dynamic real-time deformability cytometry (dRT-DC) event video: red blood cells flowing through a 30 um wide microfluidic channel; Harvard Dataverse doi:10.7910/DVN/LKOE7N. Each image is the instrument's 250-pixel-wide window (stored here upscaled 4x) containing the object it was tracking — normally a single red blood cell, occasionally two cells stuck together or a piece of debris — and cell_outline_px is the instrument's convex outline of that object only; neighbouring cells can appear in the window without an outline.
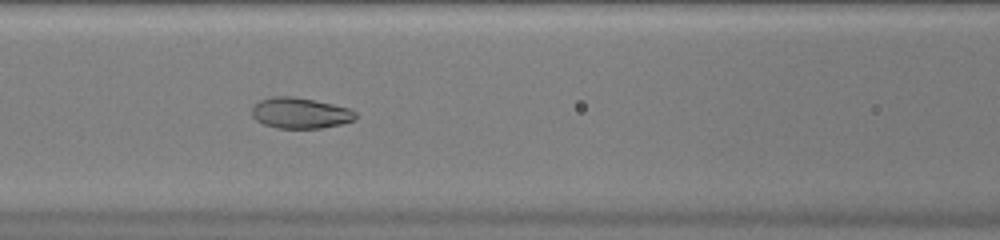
{"species": "common noctule bat (a hibernating species)", "species_latin": "Nyctalus noctula", "temperature_condition": "warm", "stored_images_in_passage": 34, "camera_frame_rate_fps": 3000, "um_per_image_px": 0.085, "animal": {"sex": "female", "body_mass_g": 20.0, "forearm_length_mm": 54.0}, "frame": {"image": 1, "passage_image": 6, "time_ms": 1.667, "image_size_px": [1000, 240], "cell_outline_px": [[356, 120], [340, 124], [320, 128], [276, 128], [264, 124], [256, 120], [252, 116], [252, 108], [260, 100], [272, 96], [292, 96], [332, 104], [348, 108], [356, 112]], "centroid_in_image_um": [25.51, 9.61], "position_along_channel_um": 141.1, "area_um2": 18.5}}
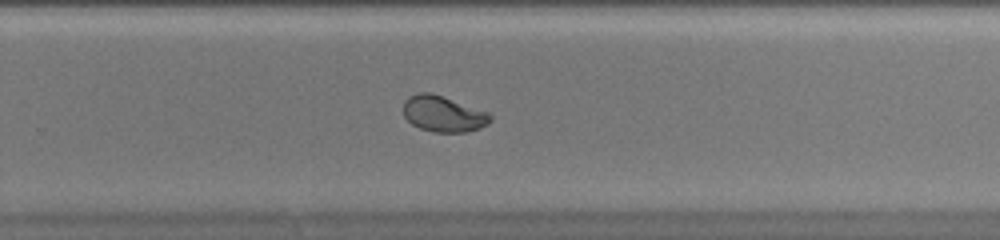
{"frame": {"image": 2, "passage_image": 17, "time_ms": 5.333, "image_size_px": [1000, 240], "cell_outline_px": [[492, 120], [488, 124], [480, 128], [464, 132], [432, 132], [420, 128], [412, 124], [404, 116], [404, 100], [408, 96], [416, 92], [428, 92], [488, 112], [492, 116]], "centroid_in_image_um": [37.66, 9.69], "position_along_channel_um": 292.1, "area_um2": 18.09}}
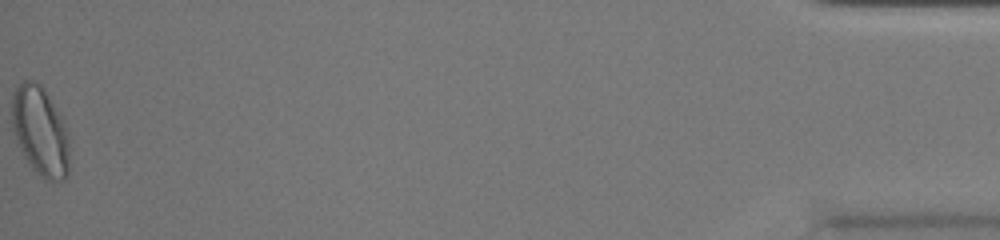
{"frame": {"image": 3, "passage_image": 34, "time_ms": 11.0, "image_size_px": [1000, 240], "cell_outline_px": [[68, 176], [64, 180], [44, 180], [32, 168], [24, 156], [12, 132], [12, 92], [24, 80], [32, 80], [40, 84], [48, 96], [68, 136]], "centroid_in_image_um": [3.37, 11.18], "position_along_channel_um": 431.8, "area_um2": 29.3}, "authors_computed_cell_mechanics": {"area_um2": 18.4671, "velocity_mm_per_s": 4.138, "shape_relaxation_time_tau1_ms": 5.8806, "shape_relaxation_time_tau2_ms": null, "deformation_change_tau1": 0.1943, "deformation_change_tau2": null}}